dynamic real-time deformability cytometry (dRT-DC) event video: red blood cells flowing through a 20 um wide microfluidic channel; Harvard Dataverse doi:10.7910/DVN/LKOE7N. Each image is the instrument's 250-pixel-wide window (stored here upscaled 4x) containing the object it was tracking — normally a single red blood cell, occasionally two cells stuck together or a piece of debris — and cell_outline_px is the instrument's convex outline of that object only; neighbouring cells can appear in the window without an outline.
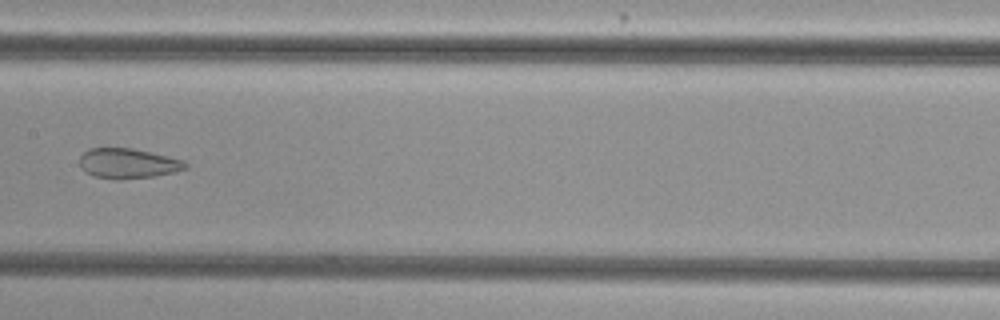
{"species": "common noctule bat (a hibernating species)", "species_latin": "Nyctalus noctula", "temperature_condition": "cold", "stored_images_in_passage": 7, "camera_frame_rate_fps": 3000, "um_per_image_px": 0.085, "animal": {"sex": "female", "body_mass_g": 29.2, "forearm_length_mm": 56.3}, "frame": {"image": 1, "passage_image": 7, "time_ms": 2.0, "image_size_px": [1000, 320], "cell_outline_px": [[188, 168], [176, 172], [152, 176], [120, 180], [116, 180], [92, 176], [80, 168], [80, 156], [88, 148], [132, 148], [184, 160], [188, 164]], "centroid_in_image_um": [10.87, 13.9], "position_along_channel_um": 196.5, "area_um2": 18.67}}